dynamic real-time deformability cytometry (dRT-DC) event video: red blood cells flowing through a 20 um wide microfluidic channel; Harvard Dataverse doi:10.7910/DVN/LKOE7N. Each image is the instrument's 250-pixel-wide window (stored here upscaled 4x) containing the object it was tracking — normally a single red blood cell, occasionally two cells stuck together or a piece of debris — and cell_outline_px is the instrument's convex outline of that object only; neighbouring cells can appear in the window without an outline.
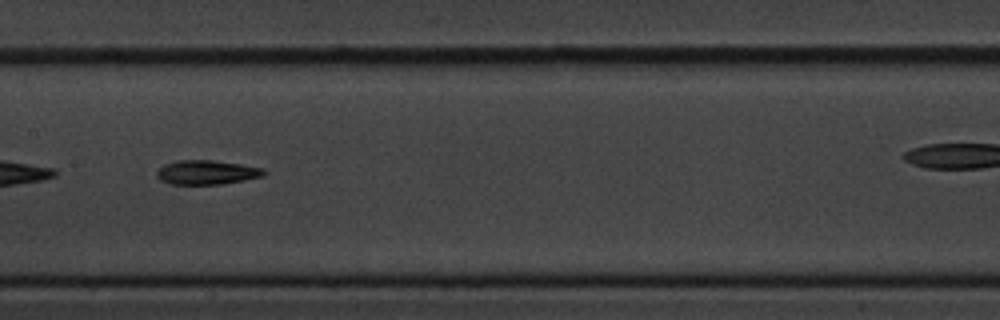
{"species": "common noctule bat (a hibernating species)", "species_latin": "Nyctalus noctula", "temperature_condition": "cold", "stored_images_in_passage": 15, "camera_frame_rate_fps": 3000, "um_per_image_px": 0.085, "animal": {"sex": "male", "body_mass_g": 20.1, "forearm_length_mm": 53.5}, "frame": {"image": 1, "passage_image": 7, "time_ms": 7.667, "image_size_px": [1000, 320], "cell_outline_px": [[268, 172], [264, 176], [244, 180], [220, 184], [172, 184], [160, 180], [156, 176], [156, 172], [164, 164], [176, 160], [212, 160], [240, 164], [264, 168]], "centroid_in_image_um": [17.58, 14.64], "position_along_channel_um": 189.8, "area_um2": 15.2}}
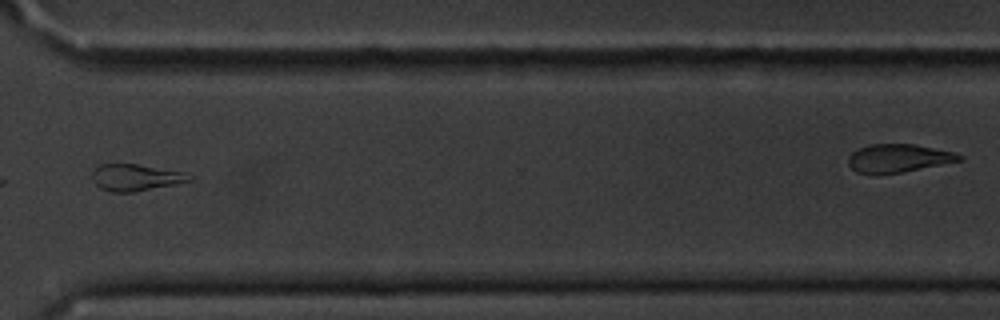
{"frame": {"image": 2, "passage_image": 11, "time_ms": 12.333, "image_size_px": [1000, 320], "cell_outline_px": [[192, 180], [132, 192], [112, 192], [100, 188], [96, 184], [92, 176], [92, 172], [100, 164], [136, 164], [184, 172], [192, 176]], "centroid_in_image_um": [11.5, 15.08], "position_along_channel_um": 359.1, "area_um2": 14.74}, "authors_computed_cell_mechanics": {"area_um2": 15.6638, "velocity_mm_per_s": 3.6333, "shape_relaxation_time_tau1_ms": 2.5867, "shape_relaxation_time_tau2_ms": null, "deformation_change_tau1": 0.134, "deformation_change_tau2": null}}